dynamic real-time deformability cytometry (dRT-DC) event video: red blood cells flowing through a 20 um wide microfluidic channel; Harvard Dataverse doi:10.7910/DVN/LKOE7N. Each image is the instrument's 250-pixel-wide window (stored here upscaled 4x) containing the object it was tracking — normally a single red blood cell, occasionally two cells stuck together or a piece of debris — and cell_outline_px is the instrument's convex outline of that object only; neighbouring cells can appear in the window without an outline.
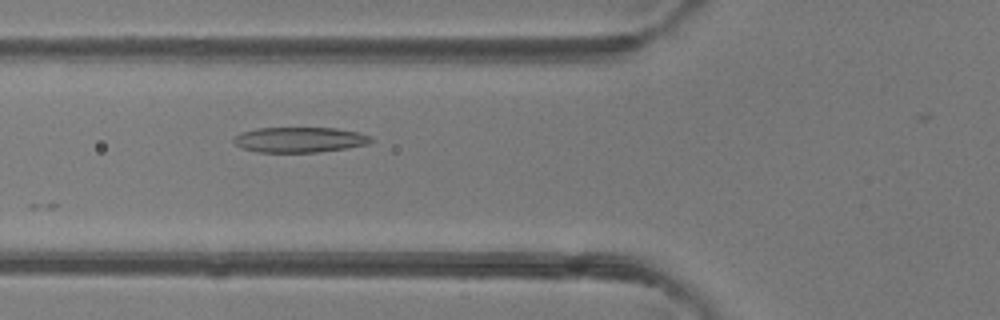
{"species": "common noctule bat (a hibernating species)", "species_latin": "Nyctalus noctula", "temperature_condition": "room temperature", "stored_images_in_passage": 7, "camera_frame_rate_fps": 3000, "um_per_image_px": 0.085, "animal": {"sex": "female"}, "frame": {"image": 1, "passage_image": 4, "time_ms": 1.0, "image_size_px": [1000, 320], "cell_outline_px": [[376, 140], [368, 144], [348, 148], [316, 152], [256, 152], [244, 148], [236, 144], [232, 140], [240, 132], [256, 128], [336, 128], [360, 132], [372, 136]], "centroid_in_image_um": [25.53, 11.87], "position_along_channel_um": 100.3, "area_um2": 20.4}}
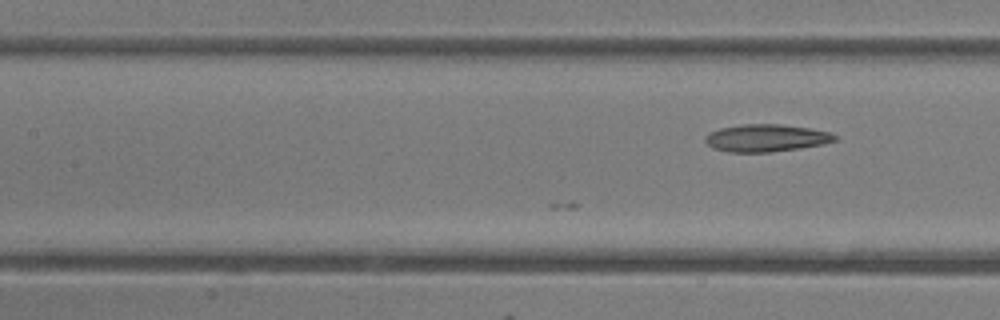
{"frame": {"image": 2, "passage_image": 7, "time_ms": 2.0, "image_size_px": [1000, 320], "cell_outline_px": [[840, 140], [824, 144], [800, 148], [768, 152], [728, 152], [712, 148], [704, 140], [704, 136], [708, 132], [720, 128], [744, 124], [780, 124], [808, 128], [828, 132], [840, 136]], "centroid_in_image_um": [65.13, 11.73], "position_along_channel_um": 142.3, "area_um2": 20.87}}